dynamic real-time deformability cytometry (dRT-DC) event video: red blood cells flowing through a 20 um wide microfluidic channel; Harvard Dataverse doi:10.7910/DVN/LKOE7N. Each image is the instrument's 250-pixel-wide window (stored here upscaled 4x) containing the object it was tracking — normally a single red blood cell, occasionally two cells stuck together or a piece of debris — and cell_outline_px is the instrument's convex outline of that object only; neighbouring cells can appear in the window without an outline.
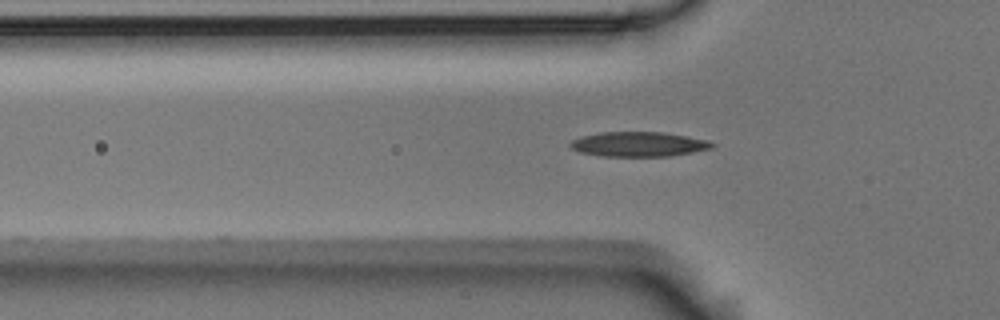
{"species": "Egyptian fruit bat (a non-hibernating species)", "species_latin": "Rousettus aegyptiacus", "temperature_condition": "room temperature", "stored_images_in_passage": 2, "camera_frame_rate_fps": 3000, "um_per_image_px": 0.085, "animal": {"sex": "male"}, "frame": {"image": 1, "passage_image": 2, "time_ms": 0.333, "image_size_px": [1000, 320], "cell_outline_px": [[716, 144], [712, 148], [692, 152], [668, 156], [600, 156], [580, 152], [572, 148], [568, 144], [572, 140], [580, 136], [600, 132], [660, 132], [708, 140]], "centroid_in_image_um": [54.24, 12.25], "position_along_channel_um": 71.6, "area_um2": 20.35}}